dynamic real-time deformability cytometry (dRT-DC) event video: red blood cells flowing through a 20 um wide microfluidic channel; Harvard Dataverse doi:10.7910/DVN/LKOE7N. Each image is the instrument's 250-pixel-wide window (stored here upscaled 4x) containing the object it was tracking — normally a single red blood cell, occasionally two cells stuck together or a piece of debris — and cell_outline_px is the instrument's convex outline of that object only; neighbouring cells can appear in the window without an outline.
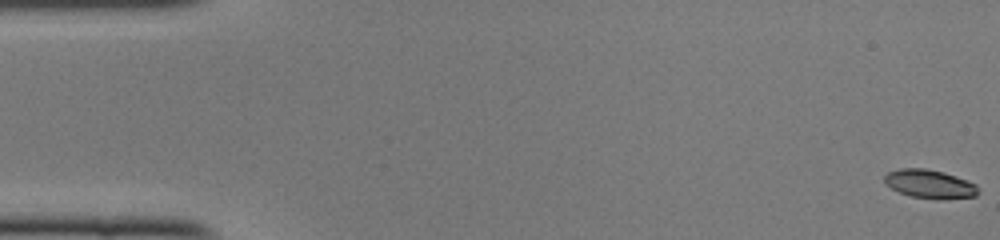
{"species": "common noctule bat (a hibernating species)", "species_latin": "Nyctalus noctula", "temperature_condition": "cold", "stored_images_in_passage": 50, "camera_frame_rate_fps": 3000, "um_per_image_px": 0.085, "animal": {"sex": "female", "body_mass_g": 22.0, "forearm_length_mm": 56.7}, "frame": {"image": 1, "passage_image": 1, "time_ms": 0.0, "image_size_px": [1000, 240], "cell_outline_px": [[980, 192], [976, 196], [944, 200], [936, 200], [912, 196], [900, 192], [884, 184], [884, 176], [888, 172], [900, 168], [924, 168], [944, 172], [968, 180], [976, 184]], "centroid_in_image_um": [79.06, 15.65], "position_along_channel_um": 5.9, "area_um2": 15.9}}
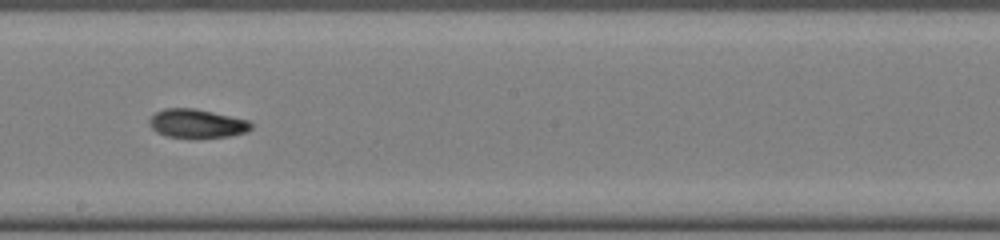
{"frame": {"image": 2, "passage_image": 28, "time_ms": 9.0, "image_size_px": [1000, 240], "cell_outline_px": [[252, 128], [244, 132], [228, 136], [196, 140], [192, 140], [168, 136], [156, 132], [148, 124], [148, 120], [156, 112], [164, 108], [192, 108], [212, 112], [248, 120], [252, 124]], "centroid_in_image_um": [16.69, 10.53], "position_along_channel_um": 231.5, "area_um2": 17.4}}
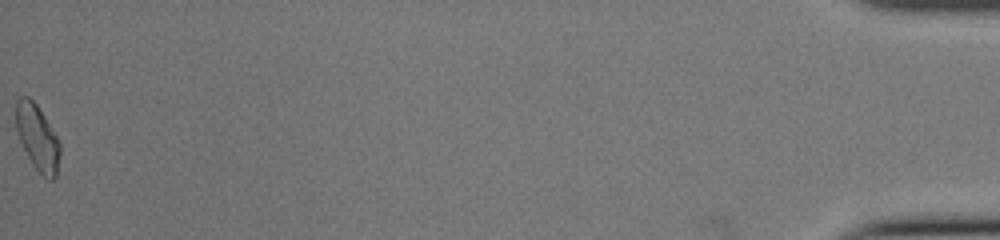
{"frame": {"image": 3, "passage_image": 50, "time_ms": 16.333, "image_size_px": [1000, 240], "cell_outline_px": [[60, 152], [56, 176], [52, 180], [48, 180], [32, 164], [20, 140], [16, 128], [16, 100], [20, 96], [28, 96], [36, 104], [60, 140]], "centroid_in_image_um": [3.19, 11.68], "position_along_channel_um": 432.0, "area_um2": 16.7}, "authors_computed_cell_mechanics": {"area_um2": 16.6464, "velocity_mm_per_s": 4.1024, "shape_relaxation_time_tau1_ms": 9.6178, "shape_relaxation_time_tau2_ms": 3.1718, "deformation_change_tau1": 0.2673, "deformation_change_tau2": 0.0824}}